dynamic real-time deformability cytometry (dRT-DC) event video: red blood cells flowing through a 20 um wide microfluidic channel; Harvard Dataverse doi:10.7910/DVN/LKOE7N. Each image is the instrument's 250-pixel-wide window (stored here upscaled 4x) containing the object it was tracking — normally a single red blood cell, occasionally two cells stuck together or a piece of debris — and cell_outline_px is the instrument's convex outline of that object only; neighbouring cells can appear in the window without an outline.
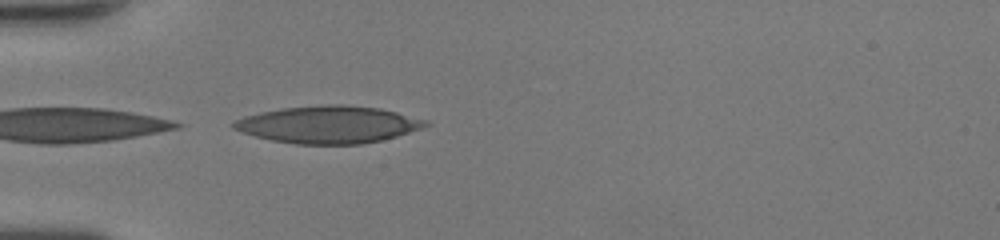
{"species": "human", "species_latin": "Homo sapiens", "temperature_condition": "room temperature", "stored_images_in_passage": 15, "camera_frame_rate_fps": 3000, "um_per_image_px": 0.085, "donor": {"sex": "female"}, "frame": {"image": 1, "passage_image": 15, "time_ms": 4.667, "image_size_px": [1000, 240], "cell_outline_px": [[432, 124], [424, 128], [396, 136], [380, 140], [360, 144], [296, 144], [272, 140], [240, 132], [232, 128], [232, 124], [236, 120], [244, 116], [260, 112], [280, 108], [328, 104], [344, 104], [380, 108], [428, 120]], "centroid_in_image_um": [27.93, 10.58], "position_along_channel_um": 57.1, "area_um2": 41.79}}